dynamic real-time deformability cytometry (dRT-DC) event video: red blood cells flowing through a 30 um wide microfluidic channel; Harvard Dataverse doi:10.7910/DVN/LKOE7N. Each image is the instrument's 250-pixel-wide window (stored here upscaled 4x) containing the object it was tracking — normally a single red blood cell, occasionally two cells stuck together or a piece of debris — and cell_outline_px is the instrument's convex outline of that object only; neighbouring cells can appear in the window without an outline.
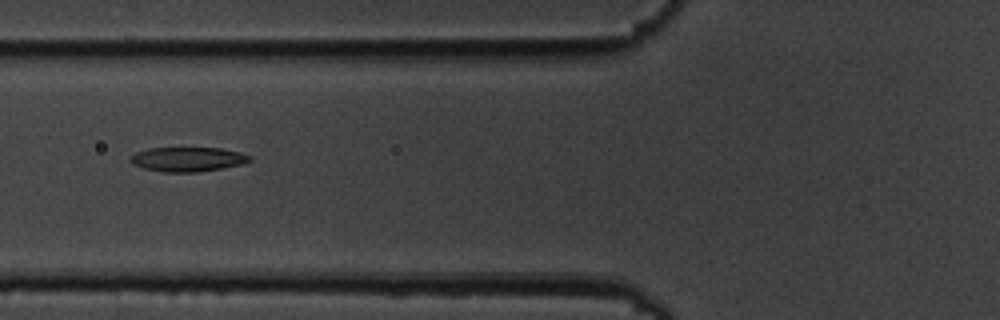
{"species": "common noctule bat (a hibernating species)", "species_latin": "Nyctalus noctula", "temperature_condition": "cold", "stored_images_in_passage": 2, "camera_frame_rate_fps": 3000, "um_per_image_px": 0.085, "animal": {"sex": "male", "body_mass_g": 19.5, "forearm_length_mm": 54.6}, "frame": {"image": 1, "passage_image": 2, "time_ms": 1.0, "image_size_px": [1000, 320], "cell_outline_px": [[252, 160], [240, 164], [220, 168], [196, 172], [164, 172], [144, 168], [132, 164], [128, 160], [136, 152], [148, 148], [220, 148], [240, 152], [252, 156]], "centroid_in_image_um": [15.94, 13.53], "position_along_channel_um": 109.9, "area_um2": 16.88}}